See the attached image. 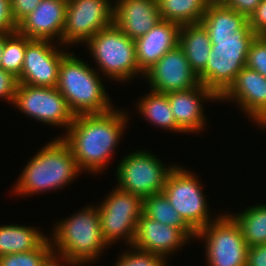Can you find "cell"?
Wrapping results in <instances>:
<instances>
[{"mask_svg": "<svg viewBox=\"0 0 266 266\" xmlns=\"http://www.w3.org/2000/svg\"><path fill=\"white\" fill-rule=\"evenodd\" d=\"M127 116V112L114 108L106 113L74 117L66 135L60 137L71 149L81 171H104L127 126Z\"/></svg>", "mask_w": 266, "mask_h": 266, "instance_id": "obj_1", "label": "cell"}, {"mask_svg": "<svg viewBox=\"0 0 266 266\" xmlns=\"http://www.w3.org/2000/svg\"><path fill=\"white\" fill-rule=\"evenodd\" d=\"M50 238L52 253L70 266L95 262L108 247L101 231L99 210L94 205L58 221Z\"/></svg>", "mask_w": 266, "mask_h": 266, "instance_id": "obj_2", "label": "cell"}, {"mask_svg": "<svg viewBox=\"0 0 266 266\" xmlns=\"http://www.w3.org/2000/svg\"><path fill=\"white\" fill-rule=\"evenodd\" d=\"M13 186V194L35 195L69 185L82 173L69 146L58 137L33 156Z\"/></svg>", "mask_w": 266, "mask_h": 266, "instance_id": "obj_3", "label": "cell"}, {"mask_svg": "<svg viewBox=\"0 0 266 266\" xmlns=\"http://www.w3.org/2000/svg\"><path fill=\"white\" fill-rule=\"evenodd\" d=\"M67 52L61 60L56 88L66 99L71 112L76 115L101 114L112 110L98 72L89 64ZM98 73V74H97Z\"/></svg>", "mask_w": 266, "mask_h": 266, "instance_id": "obj_4", "label": "cell"}, {"mask_svg": "<svg viewBox=\"0 0 266 266\" xmlns=\"http://www.w3.org/2000/svg\"><path fill=\"white\" fill-rule=\"evenodd\" d=\"M256 36L247 22L232 35L209 37L212 50L205 69L198 75L199 82L220 98L245 67L247 53Z\"/></svg>", "mask_w": 266, "mask_h": 266, "instance_id": "obj_5", "label": "cell"}, {"mask_svg": "<svg viewBox=\"0 0 266 266\" xmlns=\"http://www.w3.org/2000/svg\"><path fill=\"white\" fill-rule=\"evenodd\" d=\"M85 44L103 76L121 82L144 73L136 61L135 42L114 23L98 31Z\"/></svg>", "mask_w": 266, "mask_h": 266, "instance_id": "obj_6", "label": "cell"}, {"mask_svg": "<svg viewBox=\"0 0 266 266\" xmlns=\"http://www.w3.org/2000/svg\"><path fill=\"white\" fill-rule=\"evenodd\" d=\"M227 213L217 214L216 219L198 231L194 238L204 240L208 266H246L249 247L240 226Z\"/></svg>", "mask_w": 266, "mask_h": 266, "instance_id": "obj_7", "label": "cell"}, {"mask_svg": "<svg viewBox=\"0 0 266 266\" xmlns=\"http://www.w3.org/2000/svg\"><path fill=\"white\" fill-rule=\"evenodd\" d=\"M201 187L193 172L174 165L162 190L169 203L195 233L216 219L209 216L210 208Z\"/></svg>", "mask_w": 266, "mask_h": 266, "instance_id": "obj_8", "label": "cell"}, {"mask_svg": "<svg viewBox=\"0 0 266 266\" xmlns=\"http://www.w3.org/2000/svg\"><path fill=\"white\" fill-rule=\"evenodd\" d=\"M100 204L97 208L101 231L108 245L123 238L127 246H132L137 222L143 214V199L116 186Z\"/></svg>", "mask_w": 266, "mask_h": 266, "instance_id": "obj_9", "label": "cell"}, {"mask_svg": "<svg viewBox=\"0 0 266 266\" xmlns=\"http://www.w3.org/2000/svg\"><path fill=\"white\" fill-rule=\"evenodd\" d=\"M173 168V165L167 167L151 152L136 150L119 162L115 175L117 187L144 199L162 192Z\"/></svg>", "mask_w": 266, "mask_h": 266, "instance_id": "obj_10", "label": "cell"}, {"mask_svg": "<svg viewBox=\"0 0 266 266\" xmlns=\"http://www.w3.org/2000/svg\"><path fill=\"white\" fill-rule=\"evenodd\" d=\"M12 104L28 117L50 126L65 127L66 131L75 117L56 87L19 83Z\"/></svg>", "mask_w": 266, "mask_h": 266, "instance_id": "obj_11", "label": "cell"}, {"mask_svg": "<svg viewBox=\"0 0 266 266\" xmlns=\"http://www.w3.org/2000/svg\"><path fill=\"white\" fill-rule=\"evenodd\" d=\"M112 0H67L62 45L86 43L113 23Z\"/></svg>", "mask_w": 266, "mask_h": 266, "instance_id": "obj_12", "label": "cell"}, {"mask_svg": "<svg viewBox=\"0 0 266 266\" xmlns=\"http://www.w3.org/2000/svg\"><path fill=\"white\" fill-rule=\"evenodd\" d=\"M49 40L31 39L26 45L24 63L18 82L20 84L56 87L59 67L66 52Z\"/></svg>", "mask_w": 266, "mask_h": 266, "instance_id": "obj_13", "label": "cell"}, {"mask_svg": "<svg viewBox=\"0 0 266 266\" xmlns=\"http://www.w3.org/2000/svg\"><path fill=\"white\" fill-rule=\"evenodd\" d=\"M151 90L170 93L194 88L200 84L183 49L178 45L144 73Z\"/></svg>", "mask_w": 266, "mask_h": 266, "instance_id": "obj_14", "label": "cell"}, {"mask_svg": "<svg viewBox=\"0 0 266 266\" xmlns=\"http://www.w3.org/2000/svg\"><path fill=\"white\" fill-rule=\"evenodd\" d=\"M194 237H196V233L192 229L168 226L143 213L137 222L132 247L163 256L167 260L168 255H172L173 252L175 254L177 249Z\"/></svg>", "mask_w": 266, "mask_h": 266, "instance_id": "obj_15", "label": "cell"}, {"mask_svg": "<svg viewBox=\"0 0 266 266\" xmlns=\"http://www.w3.org/2000/svg\"><path fill=\"white\" fill-rule=\"evenodd\" d=\"M234 101L248 117L266 129V77L244 67L218 101Z\"/></svg>", "mask_w": 266, "mask_h": 266, "instance_id": "obj_16", "label": "cell"}, {"mask_svg": "<svg viewBox=\"0 0 266 266\" xmlns=\"http://www.w3.org/2000/svg\"><path fill=\"white\" fill-rule=\"evenodd\" d=\"M66 10L67 0H41L34 11L17 24L16 31L29 39L58 41L62 46Z\"/></svg>", "mask_w": 266, "mask_h": 266, "instance_id": "obj_17", "label": "cell"}, {"mask_svg": "<svg viewBox=\"0 0 266 266\" xmlns=\"http://www.w3.org/2000/svg\"><path fill=\"white\" fill-rule=\"evenodd\" d=\"M171 111L178 128L184 133L201 132L206 126V117L203 113V102L206 100H219V98L206 86H198L167 93ZM203 101V102H202Z\"/></svg>", "mask_w": 266, "mask_h": 266, "instance_id": "obj_18", "label": "cell"}, {"mask_svg": "<svg viewBox=\"0 0 266 266\" xmlns=\"http://www.w3.org/2000/svg\"><path fill=\"white\" fill-rule=\"evenodd\" d=\"M113 23L130 39L136 40L160 20L157 0H116Z\"/></svg>", "mask_w": 266, "mask_h": 266, "instance_id": "obj_19", "label": "cell"}, {"mask_svg": "<svg viewBox=\"0 0 266 266\" xmlns=\"http://www.w3.org/2000/svg\"><path fill=\"white\" fill-rule=\"evenodd\" d=\"M180 28L181 25L175 22L160 20L146 34L134 40L136 61L143 73L179 45Z\"/></svg>", "mask_w": 266, "mask_h": 266, "instance_id": "obj_20", "label": "cell"}, {"mask_svg": "<svg viewBox=\"0 0 266 266\" xmlns=\"http://www.w3.org/2000/svg\"><path fill=\"white\" fill-rule=\"evenodd\" d=\"M179 46L197 76L205 69L212 50L207 30L201 23L181 25Z\"/></svg>", "mask_w": 266, "mask_h": 266, "instance_id": "obj_21", "label": "cell"}, {"mask_svg": "<svg viewBox=\"0 0 266 266\" xmlns=\"http://www.w3.org/2000/svg\"><path fill=\"white\" fill-rule=\"evenodd\" d=\"M248 22L244 14L226 7L221 1H211L200 23L207 30L209 37L232 35Z\"/></svg>", "mask_w": 266, "mask_h": 266, "instance_id": "obj_22", "label": "cell"}, {"mask_svg": "<svg viewBox=\"0 0 266 266\" xmlns=\"http://www.w3.org/2000/svg\"><path fill=\"white\" fill-rule=\"evenodd\" d=\"M36 227L17 224L0 225V256L29 252L38 248L48 236Z\"/></svg>", "mask_w": 266, "mask_h": 266, "instance_id": "obj_23", "label": "cell"}, {"mask_svg": "<svg viewBox=\"0 0 266 266\" xmlns=\"http://www.w3.org/2000/svg\"><path fill=\"white\" fill-rule=\"evenodd\" d=\"M146 94L138 101L136 109H138L137 112L140 111L139 115H143L144 119L149 120V123L156 127L183 133L176 124L167 94L153 90Z\"/></svg>", "mask_w": 266, "mask_h": 266, "instance_id": "obj_24", "label": "cell"}, {"mask_svg": "<svg viewBox=\"0 0 266 266\" xmlns=\"http://www.w3.org/2000/svg\"><path fill=\"white\" fill-rule=\"evenodd\" d=\"M212 0H157L161 20L179 25L200 23Z\"/></svg>", "mask_w": 266, "mask_h": 266, "instance_id": "obj_25", "label": "cell"}, {"mask_svg": "<svg viewBox=\"0 0 266 266\" xmlns=\"http://www.w3.org/2000/svg\"><path fill=\"white\" fill-rule=\"evenodd\" d=\"M230 215L240 226L248 247L266 244V204H256Z\"/></svg>", "mask_w": 266, "mask_h": 266, "instance_id": "obj_26", "label": "cell"}, {"mask_svg": "<svg viewBox=\"0 0 266 266\" xmlns=\"http://www.w3.org/2000/svg\"><path fill=\"white\" fill-rule=\"evenodd\" d=\"M143 213L162 224L178 229H191L169 203L163 192L155 193L143 199Z\"/></svg>", "mask_w": 266, "mask_h": 266, "instance_id": "obj_27", "label": "cell"}, {"mask_svg": "<svg viewBox=\"0 0 266 266\" xmlns=\"http://www.w3.org/2000/svg\"><path fill=\"white\" fill-rule=\"evenodd\" d=\"M30 40L17 31L4 34V48L0 68L19 78L24 63L26 45Z\"/></svg>", "mask_w": 266, "mask_h": 266, "instance_id": "obj_28", "label": "cell"}, {"mask_svg": "<svg viewBox=\"0 0 266 266\" xmlns=\"http://www.w3.org/2000/svg\"><path fill=\"white\" fill-rule=\"evenodd\" d=\"M49 239L32 251L0 256V266H41L53 254Z\"/></svg>", "mask_w": 266, "mask_h": 266, "instance_id": "obj_29", "label": "cell"}, {"mask_svg": "<svg viewBox=\"0 0 266 266\" xmlns=\"http://www.w3.org/2000/svg\"><path fill=\"white\" fill-rule=\"evenodd\" d=\"M130 246V250H126L117 258L114 266H166V259L163 256L145 252ZM135 250V251H133Z\"/></svg>", "mask_w": 266, "mask_h": 266, "instance_id": "obj_30", "label": "cell"}, {"mask_svg": "<svg viewBox=\"0 0 266 266\" xmlns=\"http://www.w3.org/2000/svg\"><path fill=\"white\" fill-rule=\"evenodd\" d=\"M246 67L266 77V36L257 35L247 53Z\"/></svg>", "mask_w": 266, "mask_h": 266, "instance_id": "obj_31", "label": "cell"}, {"mask_svg": "<svg viewBox=\"0 0 266 266\" xmlns=\"http://www.w3.org/2000/svg\"><path fill=\"white\" fill-rule=\"evenodd\" d=\"M18 78L0 68V98L13 103L18 87Z\"/></svg>", "mask_w": 266, "mask_h": 266, "instance_id": "obj_32", "label": "cell"}, {"mask_svg": "<svg viewBox=\"0 0 266 266\" xmlns=\"http://www.w3.org/2000/svg\"><path fill=\"white\" fill-rule=\"evenodd\" d=\"M17 24L11 12V0H0V34L13 33Z\"/></svg>", "mask_w": 266, "mask_h": 266, "instance_id": "obj_33", "label": "cell"}, {"mask_svg": "<svg viewBox=\"0 0 266 266\" xmlns=\"http://www.w3.org/2000/svg\"><path fill=\"white\" fill-rule=\"evenodd\" d=\"M251 30L256 35L266 36V0H261L255 11L248 18Z\"/></svg>", "mask_w": 266, "mask_h": 266, "instance_id": "obj_34", "label": "cell"}, {"mask_svg": "<svg viewBox=\"0 0 266 266\" xmlns=\"http://www.w3.org/2000/svg\"><path fill=\"white\" fill-rule=\"evenodd\" d=\"M40 1L41 0H11V12L16 24L33 12Z\"/></svg>", "mask_w": 266, "mask_h": 266, "instance_id": "obj_35", "label": "cell"}, {"mask_svg": "<svg viewBox=\"0 0 266 266\" xmlns=\"http://www.w3.org/2000/svg\"><path fill=\"white\" fill-rule=\"evenodd\" d=\"M226 7H229L247 18L255 11L261 0H220Z\"/></svg>", "mask_w": 266, "mask_h": 266, "instance_id": "obj_36", "label": "cell"}, {"mask_svg": "<svg viewBox=\"0 0 266 266\" xmlns=\"http://www.w3.org/2000/svg\"><path fill=\"white\" fill-rule=\"evenodd\" d=\"M246 266H266V244L249 247Z\"/></svg>", "mask_w": 266, "mask_h": 266, "instance_id": "obj_37", "label": "cell"}, {"mask_svg": "<svg viewBox=\"0 0 266 266\" xmlns=\"http://www.w3.org/2000/svg\"><path fill=\"white\" fill-rule=\"evenodd\" d=\"M61 260L63 261L62 258L59 256H56L52 254L41 266H64L61 263ZM65 266H70V265H65Z\"/></svg>", "mask_w": 266, "mask_h": 266, "instance_id": "obj_38", "label": "cell"}, {"mask_svg": "<svg viewBox=\"0 0 266 266\" xmlns=\"http://www.w3.org/2000/svg\"><path fill=\"white\" fill-rule=\"evenodd\" d=\"M3 48H4V34H0V62L3 54Z\"/></svg>", "mask_w": 266, "mask_h": 266, "instance_id": "obj_39", "label": "cell"}]
</instances>
